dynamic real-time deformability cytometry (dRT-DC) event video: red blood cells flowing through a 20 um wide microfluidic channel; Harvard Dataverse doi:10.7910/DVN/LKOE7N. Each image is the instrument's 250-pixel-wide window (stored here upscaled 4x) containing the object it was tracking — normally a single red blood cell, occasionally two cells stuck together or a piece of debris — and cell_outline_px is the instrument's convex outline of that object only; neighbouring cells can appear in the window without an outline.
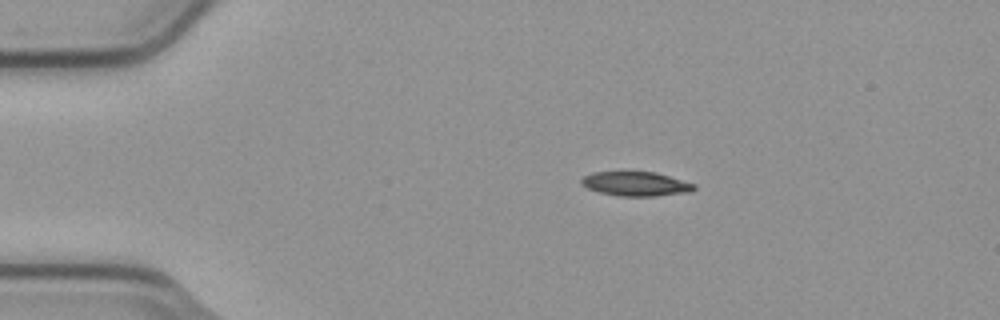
{"species": "common noctule bat (a hibernating species)", "species_latin": "Nyctalus noctula", "temperature_condition": "cold", "stored_images_in_passage": 4, "camera_frame_rate_fps": 3000, "um_per_image_px": 0.085, "animal": {"sex": "male", "body_mass_g": 23.1, "forearm_length_mm": 52.7}, "frame": {"image": 1, "passage_image": 3, "time_ms": 0.667, "image_size_px": [1000, 320], "cell_outline_px": [[696, 188], [692, 192], [656, 196], [620, 196], [600, 192], [588, 188], [580, 184], [580, 180], [584, 176], [592, 172], [656, 172], [696, 184]], "centroid_in_image_um": [54.07, 15.63], "position_along_channel_um": 30.9, "area_um2": 16.01}}